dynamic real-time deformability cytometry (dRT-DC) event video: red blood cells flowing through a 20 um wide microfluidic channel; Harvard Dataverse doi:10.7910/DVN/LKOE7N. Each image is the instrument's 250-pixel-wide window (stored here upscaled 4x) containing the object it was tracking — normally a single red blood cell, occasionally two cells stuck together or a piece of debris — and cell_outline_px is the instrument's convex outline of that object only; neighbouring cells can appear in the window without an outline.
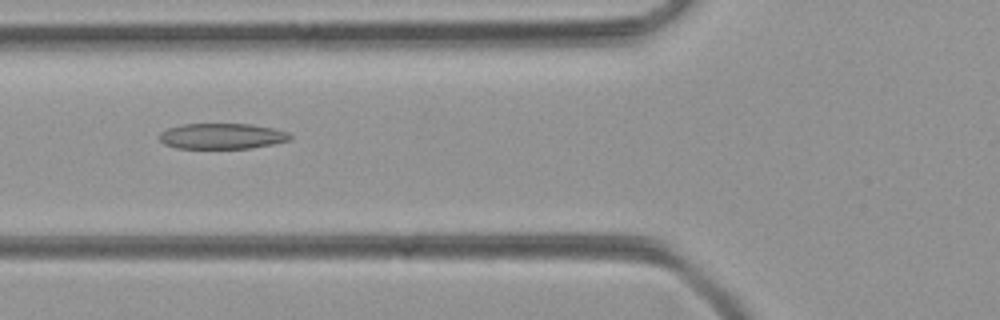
{"species": "common noctule bat (a hibernating species)", "species_latin": "Nyctalus noctula", "temperature_condition": "room temperature", "stored_images_in_passage": 48, "camera_frame_rate_fps": 3000, "um_per_image_px": 0.085, "animal": {"sex": "female", "body_mass_g": 21.9}, "frame": {"image": 1, "passage_image": 17, "time_ms": 5.333, "image_size_px": [1000, 320], "cell_outline_px": [[292, 140], [252, 148], [176, 148], [164, 144], [156, 136], [160, 132], [168, 128], [184, 124], [252, 124], [272, 128], [288, 132], [292, 136]], "centroid_in_image_um": [18.86, 11.57], "position_along_channel_um": 106.9, "area_um2": 19.65}}
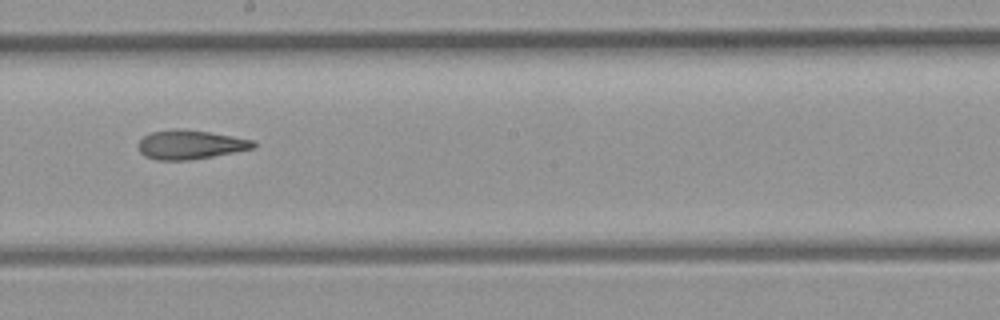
{"frame": {"image": 2, "passage_image": 26, "time_ms": 8.333, "image_size_px": [1000, 320], "cell_outline_px": [[256, 148], [212, 156], [188, 160], [156, 160], [144, 156], [140, 152], [136, 144], [144, 136], [152, 132], [176, 128], [184, 128], [256, 140]], "centroid_in_image_um": [16.16, 12.29], "position_along_channel_um": 232.0, "area_um2": 19.65}}
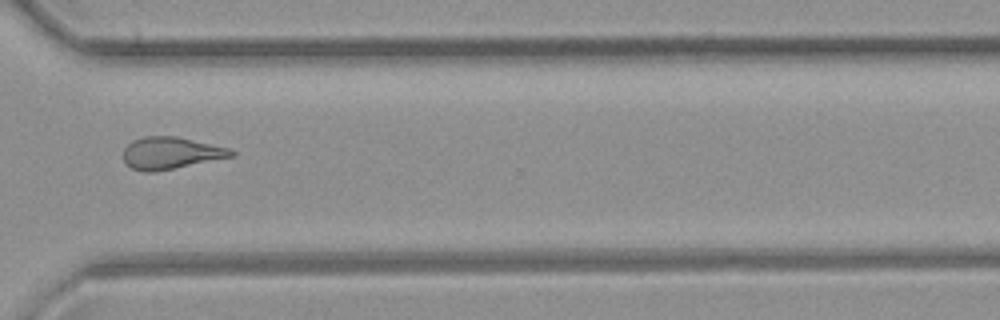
{"frame": {"image": 3, "passage_image": 35, "time_ms": 11.333, "image_size_px": [1000, 320], "cell_outline_px": [[236, 152], [232, 156], [152, 172], [144, 172], [132, 168], [124, 160], [124, 148], [132, 140], [144, 136], [176, 136], [232, 148]], "centroid_in_image_um": [14.51, 12.98], "position_along_channel_um": 356.1, "area_um2": 19.88}}